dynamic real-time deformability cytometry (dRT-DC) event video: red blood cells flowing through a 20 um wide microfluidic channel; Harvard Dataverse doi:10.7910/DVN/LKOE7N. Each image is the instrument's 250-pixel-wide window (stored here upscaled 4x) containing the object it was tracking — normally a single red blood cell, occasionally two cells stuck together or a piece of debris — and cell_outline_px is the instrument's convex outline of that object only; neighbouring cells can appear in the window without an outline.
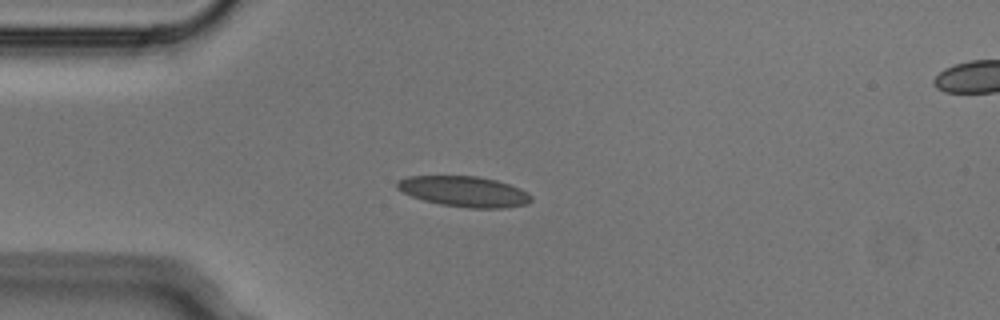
{"species": "Egyptian fruit bat (a non-hibernating species)", "species_latin": "Rousettus aegyptiacus", "temperature_condition": "cold", "stored_images_in_passage": 3, "segment_of_instrument_passage": [1, 2], "camera_frame_rate_fps": 3000, "um_per_image_px": 0.085, "animal": {"sex": "male"}, "frame": {"image": 1, "passage_image": 2, "time_ms": 0.333, "image_size_px": [1000, 320], "cell_outline_px": [[532, 200], [528, 204], [504, 208], [468, 208], [440, 204], [424, 200], [412, 196], [396, 188], [396, 180], [408, 176], [476, 176], [496, 180], [520, 188], [528, 192], [532, 196]], "centroid_in_image_um": [39.47, 16.28], "position_along_channel_um": 45.5, "area_um2": 23.93}}